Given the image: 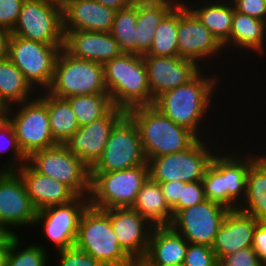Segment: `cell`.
I'll list each match as a JSON object with an SVG mask.
<instances>
[{
	"instance_id": "20",
	"label": "cell",
	"mask_w": 266,
	"mask_h": 266,
	"mask_svg": "<svg viewBox=\"0 0 266 266\" xmlns=\"http://www.w3.org/2000/svg\"><path fill=\"white\" fill-rule=\"evenodd\" d=\"M126 113L113 107L104 117L79 127L64 145L91 168L101 157L111 130Z\"/></svg>"
},
{
	"instance_id": "47",
	"label": "cell",
	"mask_w": 266,
	"mask_h": 266,
	"mask_svg": "<svg viewBox=\"0 0 266 266\" xmlns=\"http://www.w3.org/2000/svg\"><path fill=\"white\" fill-rule=\"evenodd\" d=\"M18 236L8 225L0 223V249H10L12 241Z\"/></svg>"
},
{
	"instance_id": "18",
	"label": "cell",
	"mask_w": 266,
	"mask_h": 266,
	"mask_svg": "<svg viewBox=\"0 0 266 266\" xmlns=\"http://www.w3.org/2000/svg\"><path fill=\"white\" fill-rule=\"evenodd\" d=\"M104 211L110 216L120 247L134 262H141L146 256L155 226L131 207Z\"/></svg>"
},
{
	"instance_id": "30",
	"label": "cell",
	"mask_w": 266,
	"mask_h": 266,
	"mask_svg": "<svg viewBox=\"0 0 266 266\" xmlns=\"http://www.w3.org/2000/svg\"><path fill=\"white\" fill-rule=\"evenodd\" d=\"M38 92L7 57L0 59V103L7 109L34 99Z\"/></svg>"
},
{
	"instance_id": "8",
	"label": "cell",
	"mask_w": 266,
	"mask_h": 266,
	"mask_svg": "<svg viewBox=\"0 0 266 266\" xmlns=\"http://www.w3.org/2000/svg\"><path fill=\"white\" fill-rule=\"evenodd\" d=\"M89 203L98 209L128 208L149 178L148 162L126 170L90 172Z\"/></svg>"
},
{
	"instance_id": "40",
	"label": "cell",
	"mask_w": 266,
	"mask_h": 266,
	"mask_svg": "<svg viewBox=\"0 0 266 266\" xmlns=\"http://www.w3.org/2000/svg\"><path fill=\"white\" fill-rule=\"evenodd\" d=\"M217 261L212 247L188 243L183 266H217Z\"/></svg>"
},
{
	"instance_id": "4",
	"label": "cell",
	"mask_w": 266,
	"mask_h": 266,
	"mask_svg": "<svg viewBox=\"0 0 266 266\" xmlns=\"http://www.w3.org/2000/svg\"><path fill=\"white\" fill-rule=\"evenodd\" d=\"M127 114L137 125L147 161L184 151L198 139L192 131L174 123L153 105L132 108Z\"/></svg>"
},
{
	"instance_id": "5",
	"label": "cell",
	"mask_w": 266,
	"mask_h": 266,
	"mask_svg": "<svg viewBox=\"0 0 266 266\" xmlns=\"http://www.w3.org/2000/svg\"><path fill=\"white\" fill-rule=\"evenodd\" d=\"M177 39L178 56L180 58L194 61L202 69L213 70L214 68V70L218 72L221 71L220 73L225 78L226 75L228 77L231 74L230 69L234 64L230 59H227L228 57L226 56L223 46L182 1L178 3ZM221 58L222 60H220ZM226 64H228L227 66H231L226 67ZM223 68L224 70H222ZM227 68L229 71H227ZM227 72H229V74Z\"/></svg>"
},
{
	"instance_id": "55",
	"label": "cell",
	"mask_w": 266,
	"mask_h": 266,
	"mask_svg": "<svg viewBox=\"0 0 266 266\" xmlns=\"http://www.w3.org/2000/svg\"><path fill=\"white\" fill-rule=\"evenodd\" d=\"M132 266H144L141 262H135Z\"/></svg>"
},
{
	"instance_id": "34",
	"label": "cell",
	"mask_w": 266,
	"mask_h": 266,
	"mask_svg": "<svg viewBox=\"0 0 266 266\" xmlns=\"http://www.w3.org/2000/svg\"><path fill=\"white\" fill-rule=\"evenodd\" d=\"M178 4L161 20L150 50L144 55L178 56Z\"/></svg>"
},
{
	"instance_id": "22",
	"label": "cell",
	"mask_w": 266,
	"mask_h": 266,
	"mask_svg": "<svg viewBox=\"0 0 266 266\" xmlns=\"http://www.w3.org/2000/svg\"><path fill=\"white\" fill-rule=\"evenodd\" d=\"M63 49L74 58L104 65L123 52L110 32L64 30Z\"/></svg>"
},
{
	"instance_id": "27",
	"label": "cell",
	"mask_w": 266,
	"mask_h": 266,
	"mask_svg": "<svg viewBox=\"0 0 266 266\" xmlns=\"http://www.w3.org/2000/svg\"><path fill=\"white\" fill-rule=\"evenodd\" d=\"M188 241L170 226H155L143 265L183 264Z\"/></svg>"
},
{
	"instance_id": "17",
	"label": "cell",
	"mask_w": 266,
	"mask_h": 266,
	"mask_svg": "<svg viewBox=\"0 0 266 266\" xmlns=\"http://www.w3.org/2000/svg\"><path fill=\"white\" fill-rule=\"evenodd\" d=\"M36 215L37 209L20 175L16 171H0V223L19 235L24 228L33 230Z\"/></svg>"
},
{
	"instance_id": "43",
	"label": "cell",
	"mask_w": 266,
	"mask_h": 266,
	"mask_svg": "<svg viewBox=\"0 0 266 266\" xmlns=\"http://www.w3.org/2000/svg\"><path fill=\"white\" fill-rule=\"evenodd\" d=\"M24 0H0V27L13 30Z\"/></svg>"
},
{
	"instance_id": "35",
	"label": "cell",
	"mask_w": 266,
	"mask_h": 266,
	"mask_svg": "<svg viewBox=\"0 0 266 266\" xmlns=\"http://www.w3.org/2000/svg\"><path fill=\"white\" fill-rule=\"evenodd\" d=\"M25 232L28 231H23L12 241L6 266H51L50 251H46L37 243H33L35 239H28L29 243L26 239L24 240L23 233Z\"/></svg>"
},
{
	"instance_id": "16",
	"label": "cell",
	"mask_w": 266,
	"mask_h": 266,
	"mask_svg": "<svg viewBox=\"0 0 266 266\" xmlns=\"http://www.w3.org/2000/svg\"><path fill=\"white\" fill-rule=\"evenodd\" d=\"M229 211L227 207L206 199L193 207L178 211L169 226L189 243L212 247L219 227Z\"/></svg>"
},
{
	"instance_id": "1",
	"label": "cell",
	"mask_w": 266,
	"mask_h": 266,
	"mask_svg": "<svg viewBox=\"0 0 266 266\" xmlns=\"http://www.w3.org/2000/svg\"><path fill=\"white\" fill-rule=\"evenodd\" d=\"M234 68L235 67L233 66L231 70H233L234 72L236 71L235 75L237 77L235 75H233L234 73H232L231 79H232V77L234 79L236 78L234 80L236 82L231 81L230 78H229V80L225 79V77L222 76L221 73H219L216 70L202 69L188 83L181 85L177 88L165 91L162 94H160L158 97H156L154 99L153 106L155 108H157L162 114L166 115L169 119H171L174 123H176L180 126L186 127L187 129L192 131L198 138L215 137V135H214L215 133H216V136H221V135H225V134H226V136H227V134H231V135L234 134L235 135L234 132L231 133V131H230L231 126H229L228 124H230V122H231V124H234V123H237L238 121L234 122L233 120L232 121H228V119L226 120L225 118L233 119L231 114H230V113L233 114V112L232 111L228 112L229 109L227 107V109H226L227 111L224 110V112L226 114L225 115L224 112L221 113L222 112L221 109L223 108V106L221 108L219 106V104H221L220 102H222L220 100L224 99V102H222V104H225L228 96L233 95L232 93L228 94V91L230 90L229 87H232L231 89H233V86H234L233 83L235 85H237L236 84L237 81H239V83H240V80L241 81L243 80L242 76L243 77L246 76L245 75L246 71L242 70L244 74L243 75H237L238 73L241 74L242 72H238L237 70H234ZM238 76L240 77V79H237ZM224 80H226V82L228 81L227 83H229V84L225 83ZM230 83H232V86H230L231 85ZM227 85H229V86L227 87ZM223 86H224V88H223ZM225 91L227 92L228 96L225 95L226 94ZM215 94H217V95H215ZM222 94L225 95V97ZM218 95L221 97H219ZM215 100L218 101L219 103L216 102ZM218 106H219V108H218ZM215 108H216V110H215ZM217 110H219L220 113L217 114V116H216V114H214V113H216V112L218 113L219 111H217ZM212 112H214V113H212ZM212 114H214V115H212ZM227 114L228 115L230 114L229 115L230 117L229 116L227 117ZM222 115H224L223 118L225 116L226 117L223 119ZM213 117H215V118H213ZM216 117H217V119H216ZM219 117H221V118H219ZM212 119H215L213 121H215L217 125H218V121H220L222 123L221 124L222 126H219V125L217 126L215 124V122L211 121ZM219 119H223L224 121L219 120ZM223 125H225V126L223 127ZM226 126H228L229 128ZM211 127H212V129H211ZM217 129L221 132H219ZM220 129H222V130H220ZM223 130H225V132ZM226 131H228V132H226ZM212 132H214V133H212Z\"/></svg>"
},
{
	"instance_id": "50",
	"label": "cell",
	"mask_w": 266,
	"mask_h": 266,
	"mask_svg": "<svg viewBox=\"0 0 266 266\" xmlns=\"http://www.w3.org/2000/svg\"><path fill=\"white\" fill-rule=\"evenodd\" d=\"M100 4L110 7L116 11L129 7L135 0H95Z\"/></svg>"
},
{
	"instance_id": "44",
	"label": "cell",
	"mask_w": 266,
	"mask_h": 266,
	"mask_svg": "<svg viewBox=\"0 0 266 266\" xmlns=\"http://www.w3.org/2000/svg\"><path fill=\"white\" fill-rule=\"evenodd\" d=\"M236 11L266 21L265 0H231Z\"/></svg>"
},
{
	"instance_id": "54",
	"label": "cell",
	"mask_w": 266,
	"mask_h": 266,
	"mask_svg": "<svg viewBox=\"0 0 266 266\" xmlns=\"http://www.w3.org/2000/svg\"><path fill=\"white\" fill-rule=\"evenodd\" d=\"M144 266H183V264H173V265H144Z\"/></svg>"
},
{
	"instance_id": "25",
	"label": "cell",
	"mask_w": 266,
	"mask_h": 266,
	"mask_svg": "<svg viewBox=\"0 0 266 266\" xmlns=\"http://www.w3.org/2000/svg\"><path fill=\"white\" fill-rule=\"evenodd\" d=\"M16 172L22 178L26 191L38 210L71 202L77 195L65 184L37 172L25 162Z\"/></svg>"
},
{
	"instance_id": "7",
	"label": "cell",
	"mask_w": 266,
	"mask_h": 266,
	"mask_svg": "<svg viewBox=\"0 0 266 266\" xmlns=\"http://www.w3.org/2000/svg\"><path fill=\"white\" fill-rule=\"evenodd\" d=\"M238 124L241 125L243 123L238 122L236 127L231 129V131L238 130L240 133L235 131V137L233 136L231 138L232 140H229L228 144H225L212 159V162L223 172L224 206L230 210L238 209V206L244 200L246 195L247 172L250 164L258 157L255 144L252 143L250 138H246L247 141L245 139V143L243 144V139L237 138L238 135V137H243L241 134L244 135L245 131L248 133L247 131L249 130L248 128H244L243 125L241 129L240 127L238 128ZM243 129H245V131ZM241 132H244V134ZM236 141H238V143Z\"/></svg>"
},
{
	"instance_id": "13",
	"label": "cell",
	"mask_w": 266,
	"mask_h": 266,
	"mask_svg": "<svg viewBox=\"0 0 266 266\" xmlns=\"http://www.w3.org/2000/svg\"><path fill=\"white\" fill-rule=\"evenodd\" d=\"M27 162L40 174L65 184L77 196H90V168L64 144L35 151Z\"/></svg>"
},
{
	"instance_id": "42",
	"label": "cell",
	"mask_w": 266,
	"mask_h": 266,
	"mask_svg": "<svg viewBox=\"0 0 266 266\" xmlns=\"http://www.w3.org/2000/svg\"><path fill=\"white\" fill-rule=\"evenodd\" d=\"M217 266H263L252 247L243 248L235 253L218 259Z\"/></svg>"
},
{
	"instance_id": "24",
	"label": "cell",
	"mask_w": 266,
	"mask_h": 266,
	"mask_svg": "<svg viewBox=\"0 0 266 266\" xmlns=\"http://www.w3.org/2000/svg\"><path fill=\"white\" fill-rule=\"evenodd\" d=\"M184 5L205 25L230 55V32L234 5L231 0H181Z\"/></svg>"
},
{
	"instance_id": "14",
	"label": "cell",
	"mask_w": 266,
	"mask_h": 266,
	"mask_svg": "<svg viewBox=\"0 0 266 266\" xmlns=\"http://www.w3.org/2000/svg\"><path fill=\"white\" fill-rule=\"evenodd\" d=\"M147 163L139 130L126 113L113 127L101 157L90 172H111Z\"/></svg>"
},
{
	"instance_id": "15",
	"label": "cell",
	"mask_w": 266,
	"mask_h": 266,
	"mask_svg": "<svg viewBox=\"0 0 266 266\" xmlns=\"http://www.w3.org/2000/svg\"><path fill=\"white\" fill-rule=\"evenodd\" d=\"M11 35L45 44H64L63 8L47 0H24Z\"/></svg>"
},
{
	"instance_id": "29",
	"label": "cell",
	"mask_w": 266,
	"mask_h": 266,
	"mask_svg": "<svg viewBox=\"0 0 266 266\" xmlns=\"http://www.w3.org/2000/svg\"><path fill=\"white\" fill-rule=\"evenodd\" d=\"M238 210L266 222V163L259 156L249 166L246 195Z\"/></svg>"
},
{
	"instance_id": "2",
	"label": "cell",
	"mask_w": 266,
	"mask_h": 266,
	"mask_svg": "<svg viewBox=\"0 0 266 266\" xmlns=\"http://www.w3.org/2000/svg\"><path fill=\"white\" fill-rule=\"evenodd\" d=\"M233 136L198 138L184 151L151 158L147 161L149 177L157 183L201 181L213 157Z\"/></svg>"
},
{
	"instance_id": "46",
	"label": "cell",
	"mask_w": 266,
	"mask_h": 266,
	"mask_svg": "<svg viewBox=\"0 0 266 266\" xmlns=\"http://www.w3.org/2000/svg\"><path fill=\"white\" fill-rule=\"evenodd\" d=\"M164 198L167 204L172 209L181 198L182 188H184L185 182L183 181H170L165 183H159Z\"/></svg>"
},
{
	"instance_id": "3",
	"label": "cell",
	"mask_w": 266,
	"mask_h": 266,
	"mask_svg": "<svg viewBox=\"0 0 266 266\" xmlns=\"http://www.w3.org/2000/svg\"><path fill=\"white\" fill-rule=\"evenodd\" d=\"M104 81L114 107L126 112L153 105L143 55L122 53L104 65Z\"/></svg>"
},
{
	"instance_id": "41",
	"label": "cell",
	"mask_w": 266,
	"mask_h": 266,
	"mask_svg": "<svg viewBox=\"0 0 266 266\" xmlns=\"http://www.w3.org/2000/svg\"><path fill=\"white\" fill-rule=\"evenodd\" d=\"M206 200L202 181L187 182L182 188L181 198L172 208L173 216L180 210L193 207Z\"/></svg>"
},
{
	"instance_id": "11",
	"label": "cell",
	"mask_w": 266,
	"mask_h": 266,
	"mask_svg": "<svg viewBox=\"0 0 266 266\" xmlns=\"http://www.w3.org/2000/svg\"><path fill=\"white\" fill-rule=\"evenodd\" d=\"M89 204V197L77 196L69 203L53 205L38 210L33 228H37L35 231H39L41 241L44 243L38 241V239H36L35 243L44 250H50L51 252L74 247L81 215ZM42 236L47 240L43 241Z\"/></svg>"
},
{
	"instance_id": "45",
	"label": "cell",
	"mask_w": 266,
	"mask_h": 266,
	"mask_svg": "<svg viewBox=\"0 0 266 266\" xmlns=\"http://www.w3.org/2000/svg\"><path fill=\"white\" fill-rule=\"evenodd\" d=\"M252 248L257 253L261 264L266 266V222H259L255 228Z\"/></svg>"
},
{
	"instance_id": "33",
	"label": "cell",
	"mask_w": 266,
	"mask_h": 266,
	"mask_svg": "<svg viewBox=\"0 0 266 266\" xmlns=\"http://www.w3.org/2000/svg\"><path fill=\"white\" fill-rule=\"evenodd\" d=\"M66 100L75 113L79 127L104 117L114 107L108 93L71 96Z\"/></svg>"
},
{
	"instance_id": "37",
	"label": "cell",
	"mask_w": 266,
	"mask_h": 266,
	"mask_svg": "<svg viewBox=\"0 0 266 266\" xmlns=\"http://www.w3.org/2000/svg\"><path fill=\"white\" fill-rule=\"evenodd\" d=\"M3 154L8 157H3L5 162L1 161L3 164H0V171H16L27 162V157L19 147L13 125L6 117L0 119V158Z\"/></svg>"
},
{
	"instance_id": "39",
	"label": "cell",
	"mask_w": 266,
	"mask_h": 266,
	"mask_svg": "<svg viewBox=\"0 0 266 266\" xmlns=\"http://www.w3.org/2000/svg\"><path fill=\"white\" fill-rule=\"evenodd\" d=\"M201 181L206 199L224 206L223 172L213 162Z\"/></svg>"
},
{
	"instance_id": "49",
	"label": "cell",
	"mask_w": 266,
	"mask_h": 266,
	"mask_svg": "<svg viewBox=\"0 0 266 266\" xmlns=\"http://www.w3.org/2000/svg\"><path fill=\"white\" fill-rule=\"evenodd\" d=\"M252 125H253V127H251V128L248 126V128L250 129V134H251V135H250V134H249V135L247 134L248 137H245L246 135H244L243 139H244V138H249V137L251 138V136H252V138H253V136H254V137H258V138H259V137H262V136L264 137V139L259 138V140H256V141H254V142H256L255 144L257 145L255 148H256V150H258V151H257V152H258V156H259V157H260V158L266 163V151H265V149H266V147H265V146H266V143H265V142H266V139H265L266 136H264V135L262 134L263 132H262L260 129H259V131H260V136L257 134V132H256V135H253V131L255 132V130H254V129H255V127H254L255 125H254V124H252ZM265 128H266V127L264 126L262 130H264ZM251 129H253V131H251ZM261 135H262V136H261ZM261 139H262V140H261ZM263 140H265V141H263ZM258 141H260V144H259V143L257 144ZM262 141H263V142H262ZM262 143H264L265 145L262 144ZM258 148H259V149H258ZM261 149H262V150H261Z\"/></svg>"
},
{
	"instance_id": "51",
	"label": "cell",
	"mask_w": 266,
	"mask_h": 266,
	"mask_svg": "<svg viewBox=\"0 0 266 266\" xmlns=\"http://www.w3.org/2000/svg\"><path fill=\"white\" fill-rule=\"evenodd\" d=\"M10 249H0V266L7 265V258L9 255Z\"/></svg>"
},
{
	"instance_id": "19",
	"label": "cell",
	"mask_w": 266,
	"mask_h": 266,
	"mask_svg": "<svg viewBox=\"0 0 266 266\" xmlns=\"http://www.w3.org/2000/svg\"><path fill=\"white\" fill-rule=\"evenodd\" d=\"M244 56H247L246 59H244ZM251 57L254 59L259 58L258 63H262L261 66L265 63L263 60L266 59V21L240 13L234 8L232 28L230 32L229 59L230 61L233 60L234 66L238 63L236 66L237 68L235 69H238V65H240L239 62H241V66L238 69V71H240L241 68L244 69L242 63L247 65L248 60L249 62L251 59L253 60ZM237 58L242 61H238ZM262 58L263 60L261 61Z\"/></svg>"
},
{
	"instance_id": "26",
	"label": "cell",
	"mask_w": 266,
	"mask_h": 266,
	"mask_svg": "<svg viewBox=\"0 0 266 266\" xmlns=\"http://www.w3.org/2000/svg\"><path fill=\"white\" fill-rule=\"evenodd\" d=\"M116 10L95 0H73L63 8L64 30L110 32Z\"/></svg>"
},
{
	"instance_id": "53",
	"label": "cell",
	"mask_w": 266,
	"mask_h": 266,
	"mask_svg": "<svg viewBox=\"0 0 266 266\" xmlns=\"http://www.w3.org/2000/svg\"><path fill=\"white\" fill-rule=\"evenodd\" d=\"M6 109L0 103V119L5 117Z\"/></svg>"
},
{
	"instance_id": "9",
	"label": "cell",
	"mask_w": 266,
	"mask_h": 266,
	"mask_svg": "<svg viewBox=\"0 0 266 266\" xmlns=\"http://www.w3.org/2000/svg\"><path fill=\"white\" fill-rule=\"evenodd\" d=\"M5 117L13 125L19 147L27 158L35 151L57 145L50 130L47 91L7 108Z\"/></svg>"
},
{
	"instance_id": "21",
	"label": "cell",
	"mask_w": 266,
	"mask_h": 266,
	"mask_svg": "<svg viewBox=\"0 0 266 266\" xmlns=\"http://www.w3.org/2000/svg\"><path fill=\"white\" fill-rule=\"evenodd\" d=\"M153 99L193 79L202 68L179 56L143 55Z\"/></svg>"
},
{
	"instance_id": "31",
	"label": "cell",
	"mask_w": 266,
	"mask_h": 266,
	"mask_svg": "<svg viewBox=\"0 0 266 266\" xmlns=\"http://www.w3.org/2000/svg\"><path fill=\"white\" fill-rule=\"evenodd\" d=\"M131 208L154 226H169L173 219L172 209L164 198L160 184L150 177L138 192Z\"/></svg>"
},
{
	"instance_id": "23",
	"label": "cell",
	"mask_w": 266,
	"mask_h": 266,
	"mask_svg": "<svg viewBox=\"0 0 266 266\" xmlns=\"http://www.w3.org/2000/svg\"><path fill=\"white\" fill-rule=\"evenodd\" d=\"M259 221L238 209L230 210L219 227L212 249L217 260L253 245Z\"/></svg>"
},
{
	"instance_id": "36",
	"label": "cell",
	"mask_w": 266,
	"mask_h": 266,
	"mask_svg": "<svg viewBox=\"0 0 266 266\" xmlns=\"http://www.w3.org/2000/svg\"><path fill=\"white\" fill-rule=\"evenodd\" d=\"M136 22L137 0L129 7L116 11L110 34L123 53L137 54Z\"/></svg>"
},
{
	"instance_id": "6",
	"label": "cell",
	"mask_w": 266,
	"mask_h": 266,
	"mask_svg": "<svg viewBox=\"0 0 266 266\" xmlns=\"http://www.w3.org/2000/svg\"><path fill=\"white\" fill-rule=\"evenodd\" d=\"M74 247L109 266H132L135 263L120 247L110 216L90 204L81 215Z\"/></svg>"
},
{
	"instance_id": "52",
	"label": "cell",
	"mask_w": 266,
	"mask_h": 266,
	"mask_svg": "<svg viewBox=\"0 0 266 266\" xmlns=\"http://www.w3.org/2000/svg\"><path fill=\"white\" fill-rule=\"evenodd\" d=\"M49 3L65 8L73 0H47Z\"/></svg>"
},
{
	"instance_id": "10",
	"label": "cell",
	"mask_w": 266,
	"mask_h": 266,
	"mask_svg": "<svg viewBox=\"0 0 266 266\" xmlns=\"http://www.w3.org/2000/svg\"><path fill=\"white\" fill-rule=\"evenodd\" d=\"M55 97L108 93L104 67L94 61L72 57L64 49L58 55L51 85L46 90Z\"/></svg>"
},
{
	"instance_id": "38",
	"label": "cell",
	"mask_w": 266,
	"mask_h": 266,
	"mask_svg": "<svg viewBox=\"0 0 266 266\" xmlns=\"http://www.w3.org/2000/svg\"><path fill=\"white\" fill-rule=\"evenodd\" d=\"M51 254V258L54 257L53 255H55L56 258L51 259V266H109L105 263L95 260L88 253H85L75 247L60 250L54 252V254ZM54 262L55 264L52 265Z\"/></svg>"
},
{
	"instance_id": "48",
	"label": "cell",
	"mask_w": 266,
	"mask_h": 266,
	"mask_svg": "<svg viewBox=\"0 0 266 266\" xmlns=\"http://www.w3.org/2000/svg\"><path fill=\"white\" fill-rule=\"evenodd\" d=\"M10 36L11 31L9 29L0 27V59L8 57Z\"/></svg>"
},
{
	"instance_id": "32",
	"label": "cell",
	"mask_w": 266,
	"mask_h": 266,
	"mask_svg": "<svg viewBox=\"0 0 266 266\" xmlns=\"http://www.w3.org/2000/svg\"><path fill=\"white\" fill-rule=\"evenodd\" d=\"M49 124L54 141L64 144L78 129L75 113L70 103L47 92Z\"/></svg>"
},
{
	"instance_id": "12",
	"label": "cell",
	"mask_w": 266,
	"mask_h": 266,
	"mask_svg": "<svg viewBox=\"0 0 266 266\" xmlns=\"http://www.w3.org/2000/svg\"><path fill=\"white\" fill-rule=\"evenodd\" d=\"M64 44H45L11 35L8 58L37 91H46L52 83L56 61Z\"/></svg>"
},
{
	"instance_id": "28",
	"label": "cell",
	"mask_w": 266,
	"mask_h": 266,
	"mask_svg": "<svg viewBox=\"0 0 266 266\" xmlns=\"http://www.w3.org/2000/svg\"><path fill=\"white\" fill-rule=\"evenodd\" d=\"M180 1L137 0V55H144L150 50L159 23Z\"/></svg>"
}]
</instances>
